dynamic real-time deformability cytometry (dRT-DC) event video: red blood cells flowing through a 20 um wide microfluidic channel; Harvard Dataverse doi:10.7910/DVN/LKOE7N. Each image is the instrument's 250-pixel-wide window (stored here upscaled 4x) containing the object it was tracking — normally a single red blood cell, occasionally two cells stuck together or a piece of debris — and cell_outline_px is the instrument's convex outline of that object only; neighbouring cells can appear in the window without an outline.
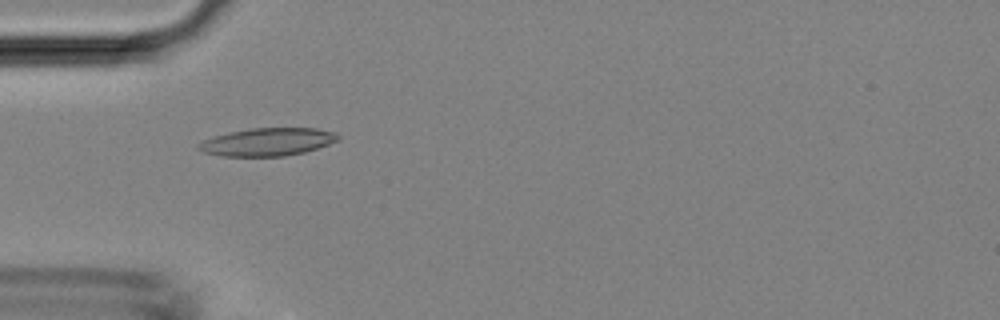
{"species": "Egyptian fruit bat (a non-hibernating species)", "species_latin": "Rousettus aegyptiacus", "temperature_condition": "room temperature", "stored_images_in_passage": 45, "camera_frame_rate_fps": 3000, "um_per_image_px": 0.085, "animal": {"sex": "female"}, "frame": {"image": 1, "passage_image": 14, "time_ms": 4.333, "image_size_px": [1000, 320], "cell_outline_px": [[340, 140], [304, 152], [284, 156], [220, 156], [204, 152], [196, 148], [196, 144], [212, 136], [252, 128], [316, 128], [336, 132], [340, 136]], "centroid_in_image_um": [22.74, 12.06], "position_along_channel_um": 62.3, "area_um2": 22.66}}
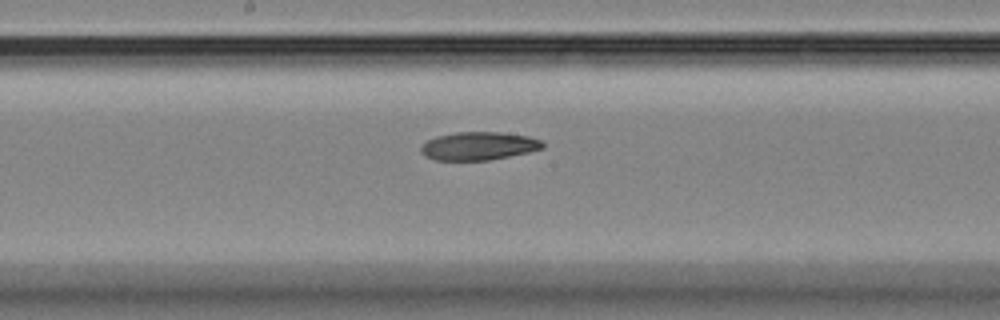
{"frame": {"image": 2, "passage_image": 24, "time_ms": 7.667, "image_size_px": [1000, 320], "cell_outline_px": [[544, 148], [528, 152], [488, 160], [432, 160], [424, 156], [420, 152], [420, 144], [436, 136], [456, 132], [500, 132], [528, 136], [540, 140], [544, 144]], "centroid_in_image_um": [40.63, 12.41], "position_along_channel_um": 207.6, "area_um2": 20.06}}
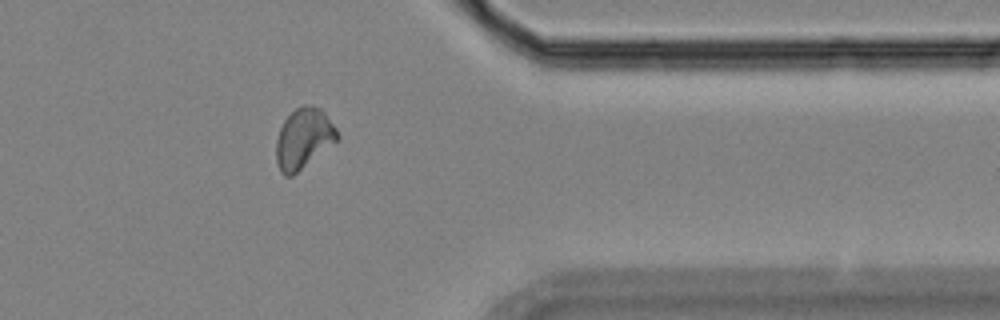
{"frame": {"image": 3, "passage_image": 37, "time_ms": 12.0, "image_size_px": [1000, 320], "cell_outline_px": [[340, 136], [336, 140], [292, 176], [284, 176], [280, 172], [276, 160], [276, 140], [280, 128], [284, 120], [296, 108], [304, 104], [312, 104], [320, 108], [324, 112], [336, 128]], "centroid_in_image_um": [25.78, 11.75], "position_along_channel_um": 385.6, "area_um2": 21.21}}